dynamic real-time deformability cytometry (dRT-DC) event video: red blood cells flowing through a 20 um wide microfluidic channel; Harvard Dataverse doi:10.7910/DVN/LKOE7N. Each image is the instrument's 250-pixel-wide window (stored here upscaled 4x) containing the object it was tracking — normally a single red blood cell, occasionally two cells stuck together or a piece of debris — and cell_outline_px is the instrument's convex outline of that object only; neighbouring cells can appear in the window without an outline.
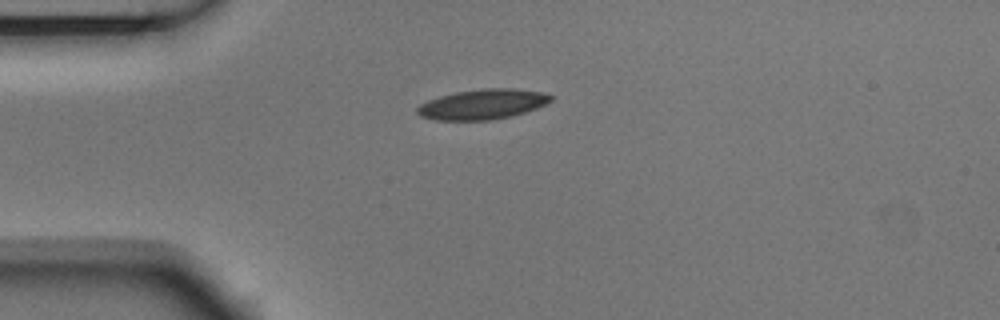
{"species": "Egyptian fruit bat (a non-hibernating species)", "species_latin": "Rousettus aegyptiacus", "temperature_condition": "room temperature", "stored_images_in_passage": 5, "camera_frame_rate_fps": 3000, "um_per_image_px": 0.085, "animal": {"sex": "male"}, "frame": {"image": 1, "passage_image": 5, "time_ms": 1.333, "image_size_px": [1000, 320], "cell_outline_px": [[552, 100], [536, 108], [524, 112], [492, 120], [436, 120], [420, 116], [416, 112], [416, 108], [420, 104], [428, 100], [440, 96], [456, 92], [480, 88], [512, 88], [540, 92], [552, 96]], "centroid_in_image_um": [40.97, 8.86], "position_along_channel_um": 44.0, "area_um2": 23.24}}